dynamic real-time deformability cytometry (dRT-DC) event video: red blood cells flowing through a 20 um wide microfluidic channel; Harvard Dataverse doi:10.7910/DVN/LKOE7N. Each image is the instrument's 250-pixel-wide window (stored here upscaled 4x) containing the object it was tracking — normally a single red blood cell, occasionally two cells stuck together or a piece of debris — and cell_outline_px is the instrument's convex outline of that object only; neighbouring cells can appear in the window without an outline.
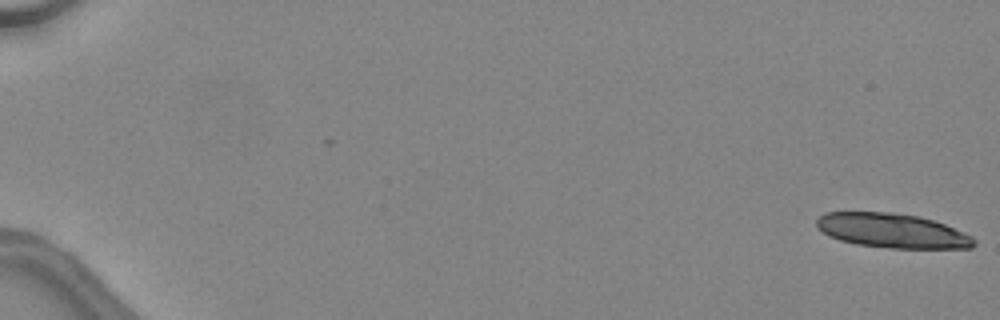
{"species": "common noctule bat (a hibernating species)", "species_latin": "Nyctalus noctula", "temperature_condition": "warm", "stored_images_in_passage": 23, "camera_frame_rate_fps": 3000, "um_per_image_px": 0.085, "animal": {"sex": "female", "body_mass_g": 24.6, "forearm_length_mm": 56.2}, "frame": {"image": 1, "passage_image": 1, "time_ms": 0.0, "image_size_px": [1000, 320], "cell_outline_px": [[976, 244], [972, 248], [892, 248], [856, 244], [840, 240], [828, 236], [816, 224], [816, 220], [824, 212], [892, 212], [920, 216], [944, 224], [964, 232], [972, 236], [976, 240]], "centroid_in_image_um": [75.86, 19.6], "position_along_channel_um": 9.1, "area_um2": 31.56}}